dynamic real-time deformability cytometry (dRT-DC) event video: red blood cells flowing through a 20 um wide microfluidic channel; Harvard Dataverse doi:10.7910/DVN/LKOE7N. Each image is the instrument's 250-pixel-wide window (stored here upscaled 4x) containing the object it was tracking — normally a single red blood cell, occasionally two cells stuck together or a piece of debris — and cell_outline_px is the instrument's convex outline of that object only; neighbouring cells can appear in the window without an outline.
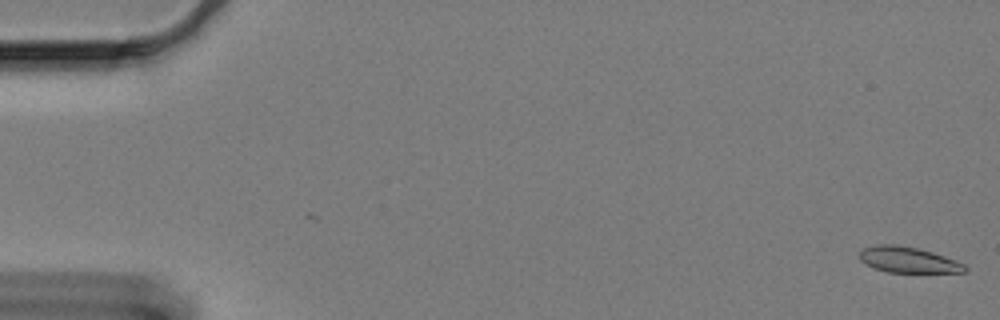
{"species": "Egyptian fruit bat (a non-hibernating species)", "species_latin": "Rousettus aegyptiacus", "temperature_condition": "cold", "stored_images_in_passage": 61, "camera_frame_rate_fps": 3000, "um_per_image_px": 0.085, "animal": {"sex": "female"}, "frame": {"image": 1, "passage_image": 1, "time_ms": 0.0, "image_size_px": [1000, 320], "cell_outline_px": [[968, 268], [964, 272], [888, 272], [876, 268], [860, 260], [860, 252], [864, 248], [876, 244], [896, 244], [916, 248], [932, 252], [956, 260], [964, 264]], "centroid_in_image_um": [77.21, 22.08], "position_along_channel_um": 7.8, "area_um2": 15.61}}
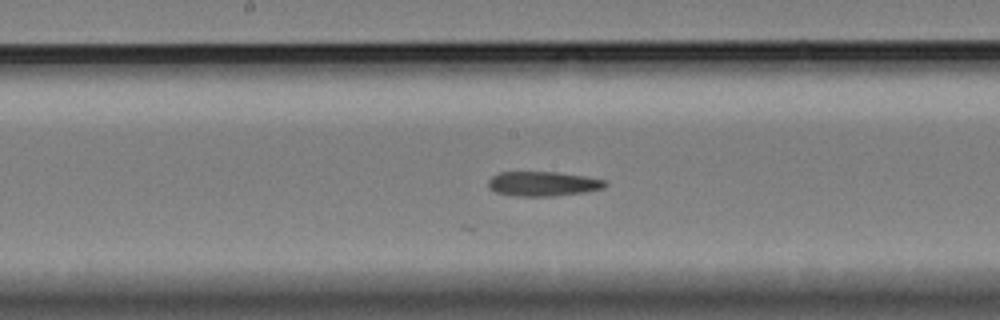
{"frame": {"image": 2, "passage_image": 32, "time_ms": 10.333, "image_size_px": [1000, 320], "cell_outline_px": [[608, 184], [604, 188], [584, 192], [556, 196], [516, 196], [496, 192], [488, 184], [488, 180], [492, 176], [500, 172], [556, 172], [584, 176], [604, 180]], "centroid_in_image_um": [46.16, 15.62], "position_along_channel_um": 202.0, "area_um2": 16.65}}
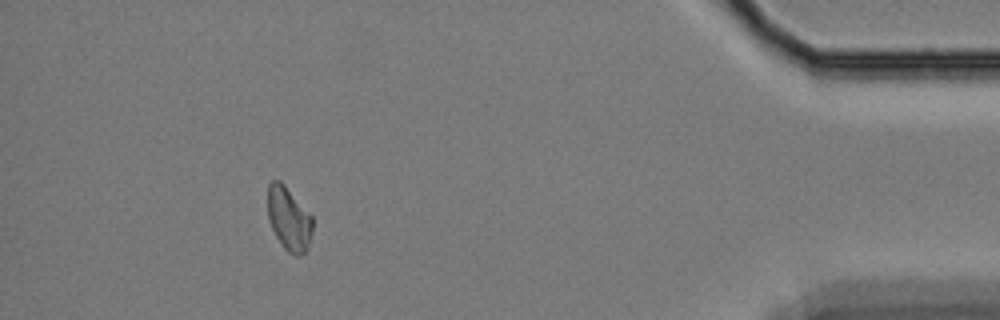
{"frame": {"image": 3, "passage_image": 56, "time_ms": 18.333, "image_size_px": [1000, 320], "cell_outline_px": [[312, 232], [308, 244], [304, 252], [300, 256], [292, 256], [284, 248], [276, 236], [272, 228], [268, 216], [268, 184], [272, 180], [280, 180], [284, 184], [312, 216]], "centroid_in_image_um": [24.54, 18.6], "position_along_channel_um": 410.7, "area_um2": 16.47}, "authors_computed_cell_mechanics": {"area_um2": 16.7042, "velocity_mm_per_s": 3.2831, "shape_relaxation_time_tau1_ms": null, "shape_relaxation_time_tau2_ms": 11.21, "deformation_change_tau1": null, "deformation_change_tau2": 0.2182}}